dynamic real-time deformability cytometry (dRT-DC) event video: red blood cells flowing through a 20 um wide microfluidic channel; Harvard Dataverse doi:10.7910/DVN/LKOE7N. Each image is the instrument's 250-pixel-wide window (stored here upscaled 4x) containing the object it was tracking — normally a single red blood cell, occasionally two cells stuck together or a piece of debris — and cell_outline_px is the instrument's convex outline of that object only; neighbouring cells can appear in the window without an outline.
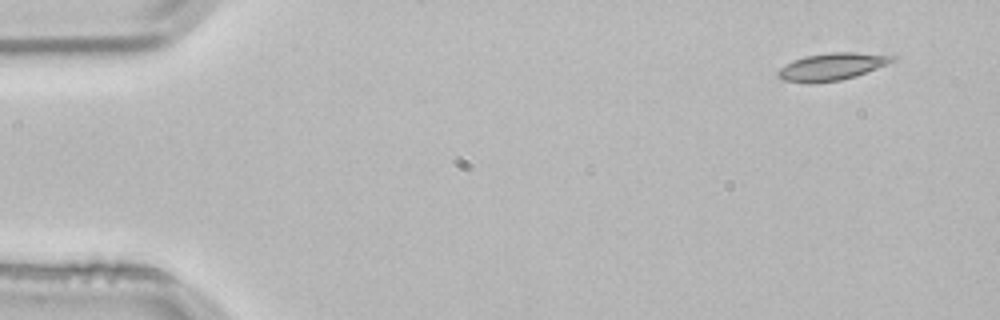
{"species": "common noctule bat (a hibernating species)", "species_latin": "Nyctalus noctula", "temperature_condition": "room temperature", "stored_images_in_passage": 4, "camera_frame_rate_fps": 3000, "um_per_image_px": 0.085, "animal": {"sex": "male", "body_mass_g": 21.5, "forearm_length_mm": 52.0}, "frame": {"image": 1, "passage_image": 1, "time_ms": 0.0, "image_size_px": [1000, 320], "cell_outline_px": [[896, 60], [888, 64], [856, 76], [840, 80], [808, 84], [780, 80], [776, 76], [776, 72], [780, 68], [792, 60], [804, 56], [832, 52], [856, 52], [896, 56]], "centroid_in_image_um": [70.66, 5.67], "position_along_channel_um": 14.3, "area_um2": 18.44}}